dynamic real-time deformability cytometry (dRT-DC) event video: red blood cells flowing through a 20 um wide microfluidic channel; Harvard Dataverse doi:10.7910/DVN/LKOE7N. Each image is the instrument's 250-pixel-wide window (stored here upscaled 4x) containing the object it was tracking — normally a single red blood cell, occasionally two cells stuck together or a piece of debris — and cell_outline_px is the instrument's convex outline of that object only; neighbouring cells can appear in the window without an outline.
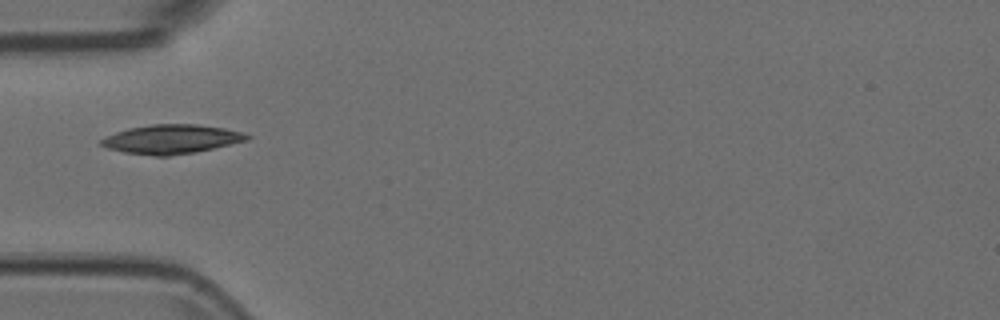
{"species": "Egyptian fruit bat (a non-hibernating species)", "species_latin": "Rousettus aegyptiacus", "temperature_condition": "room temperature", "stored_images_in_passage": 11, "camera_frame_rate_fps": 3000, "um_per_image_px": 0.085, "animal": {"sex": "female"}, "frame": {"image": 1, "passage_image": 1, "time_ms": 0.0, "image_size_px": [1000, 320], "cell_outline_px": [[252, 136], [248, 140], [196, 152], [168, 156], [156, 156], [124, 152], [108, 148], [100, 144], [100, 140], [116, 132], [128, 128], [152, 124], [196, 124], [224, 128], [240, 132]], "centroid_in_image_um": [14.58, 11.83], "position_along_channel_um": 70.4, "area_um2": 24.51}}
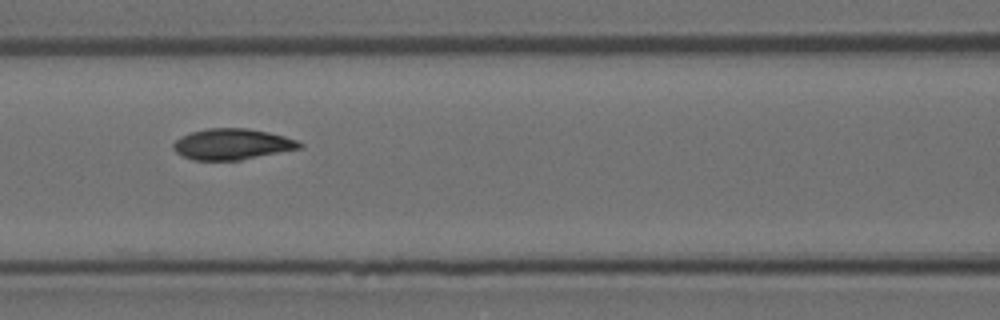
{"frame": {"image": 2, "passage_image": 7, "time_ms": 2.0, "image_size_px": [1000, 320], "cell_outline_px": [[304, 144], [300, 148], [240, 160], [192, 160], [176, 152], [172, 148], [172, 144], [180, 136], [192, 132], [208, 128], [248, 128], [268, 132], [284, 136], [296, 140]], "centroid_in_image_um": [19.71, 12.25], "position_along_channel_um": 146.9, "area_um2": 22.66}}
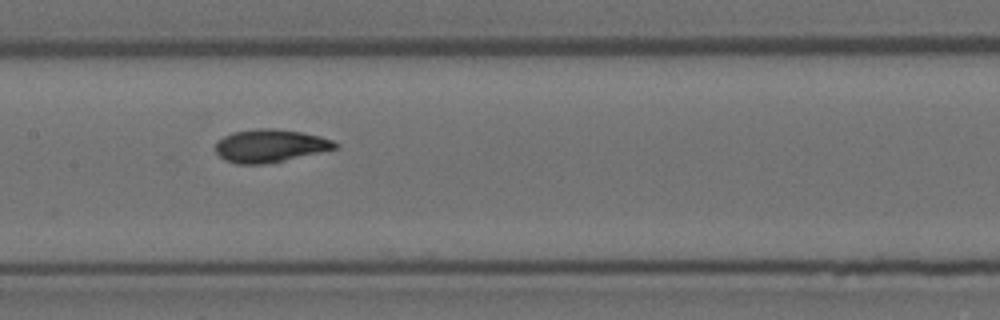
{"frame": {"image": 3, "passage_image": 10, "time_ms": 3.0, "image_size_px": [1000, 320], "cell_outline_px": [[340, 144], [336, 148], [320, 152], [284, 160], [264, 164], [236, 164], [224, 160], [216, 152], [216, 140], [232, 132], [256, 128], [272, 128], [300, 132], [320, 136], [332, 140]], "centroid_in_image_um": [22.92, 12.39], "position_along_channel_um": 184.5, "area_um2": 22.89}}